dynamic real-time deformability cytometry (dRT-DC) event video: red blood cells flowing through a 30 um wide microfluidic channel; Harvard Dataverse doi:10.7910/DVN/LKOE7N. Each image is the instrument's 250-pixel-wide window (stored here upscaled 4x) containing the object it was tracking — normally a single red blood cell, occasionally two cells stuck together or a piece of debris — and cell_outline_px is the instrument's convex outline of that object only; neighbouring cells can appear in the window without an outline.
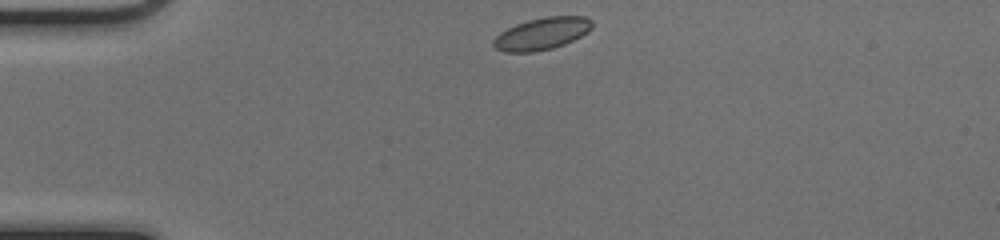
{"species": "common noctule bat (a hibernating species)", "species_latin": "Nyctalus noctula", "temperature_condition": "cold", "stored_images_in_passage": 40, "camera_frame_rate_fps": 3000, "um_per_image_px": 0.085, "animal": {"sex": "female", "body_mass_g": 17.0, "forearm_length_mm": 48.0}, "frame": {"image": 1, "passage_image": 1, "time_ms": 0.0, "image_size_px": [1000, 240], "cell_outline_px": [[592, 28], [588, 32], [564, 44], [552, 48], [532, 52], [504, 52], [496, 48], [492, 44], [492, 40], [500, 32], [516, 24], [528, 20], [544, 16], [584, 16], [592, 20]], "centroid_in_image_um": [46.05, 2.85], "position_along_channel_um": 39.0, "area_um2": 18.44}}
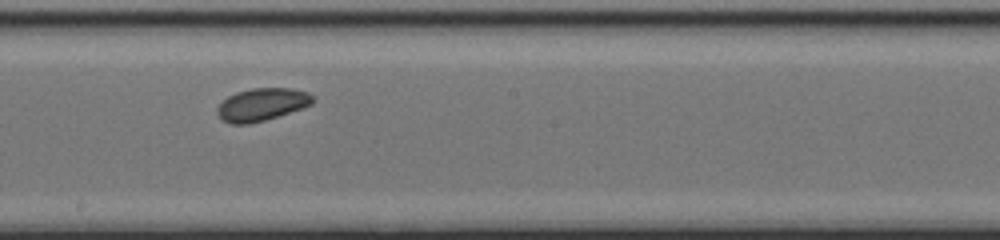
{"frame": {"image": 2, "passage_image": 18, "time_ms": 5.667, "image_size_px": [1000, 240], "cell_outline_px": [[316, 100], [312, 104], [304, 108], [264, 120], [248, 124], [232, 124], [220, 120], [216, 112], [216, 108], [228, 96], [236, 92], [252, 88], [292, 88], [308, 92]], "centroid_in_image_um": [22.26, 8.88], "position_along_channel_um": 225.9, "area_um2": 18.32}}
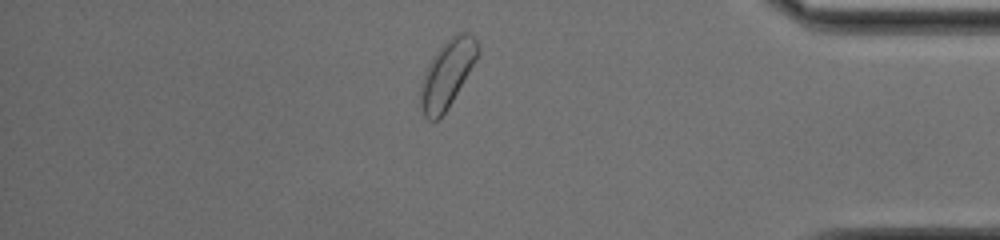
{"frame": {"image": 3, "passage_image": 33, "time_ms": 10.667, "image_size_px": [1000, 240], "cell_outline_px": [[480, 52], [476, 60], [448, 108], [440, 120], [428, 120], [424, 116], [420, 108], [420, 84], [424, 72], [428, 64], [436, 52], [456, 32], [468, 32], [476, 40], [480, 48]], "centroid_in_image_um": [38.0, 6.31], "position_along_channel_um": 397.2, "area_um2": 22.48}, "authors_computed_cell_mechanics": {"area_um2": 18.3515, "velocity_mm_per_s": 4.0219, "shape_relaxation_time_tau1_ms": 0.7901, "shape_relaxation_time_tau2_ms": null, "deformation_change_tau1": 0.0409, "deformation_change_tau2": null}}